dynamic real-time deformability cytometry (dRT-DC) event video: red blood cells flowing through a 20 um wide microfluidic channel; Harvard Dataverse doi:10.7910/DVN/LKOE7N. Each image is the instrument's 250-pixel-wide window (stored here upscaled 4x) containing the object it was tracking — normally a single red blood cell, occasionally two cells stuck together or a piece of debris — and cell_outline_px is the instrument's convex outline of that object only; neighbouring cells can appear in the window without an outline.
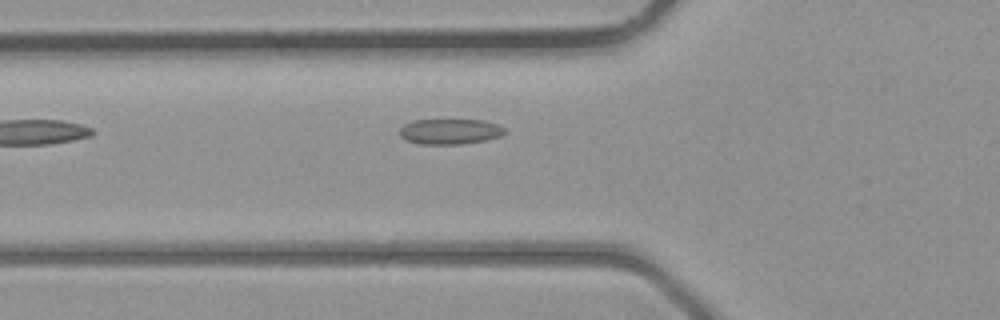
{"species": "common noctule bat (a hibernating species)", "species_latin": "Nyctalus noctula", "temperature_condition": "room temperature", "stored_images_in_passage": 5, "camera_frame_rate_fps": 3000, "um_per_image_px": 0.085, "animal": {"sex": "male", "body_mass_g": 23.1, "forearm_length_mm": 52.7}, "frame": {"image": 1, "passage_image": 5, "time_ms": 4.667, "image_size_px": [1000, 320], "cell_outline_px": [[504, 132], [500, 136], [484, 140], [464, 144], [420, 144], [408, 140], [400, 136], [400, 128], [404, 124], [412, 120], [484, 120], [500, 124], [504, 128]], "centroid_in_image_um": [38.25, 11.17], "position_along_channel_um": 87.5, "area_um2": 15.55}}